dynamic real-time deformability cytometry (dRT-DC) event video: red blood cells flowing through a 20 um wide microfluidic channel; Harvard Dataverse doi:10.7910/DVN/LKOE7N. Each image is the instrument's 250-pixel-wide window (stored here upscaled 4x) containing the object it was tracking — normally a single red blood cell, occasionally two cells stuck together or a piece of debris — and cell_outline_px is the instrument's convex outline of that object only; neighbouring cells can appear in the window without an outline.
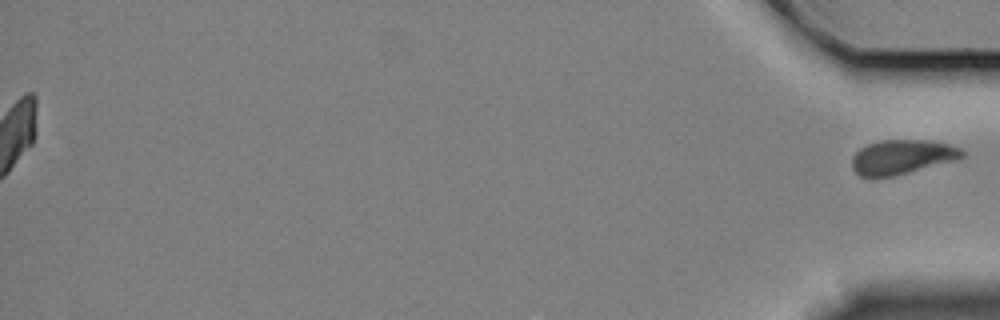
{"species": "Egyptian fruit bat (a non-hibernating species)", "species_latin": "Rousettus aegyptiacus", "temperature_condition": "cold", "stored_images_in_passage": 58, "segment_of_instrument_passage": [2, 2], "camera_frame_rate_fps": 3000, "um_per_image_px": 0.085, "animal": {"sex": "female"}, "frame": {"image": 1, "passage_image": 58, "time_ms": 19.0, "image_size_px": [1000, 320], "cell_outline_px": [[964, 156], [956, 160], [892, 176], [860, 176], [852, 168], [852, 156], [860, 148], [868, 144], [880, 140], [928, 140], [948, 144], [960, 148], [964, 152]], "centroid_in_image_um": [76.67, 13.32], "position_along_channel_um": 358.5, "area_um2": 21.85}}